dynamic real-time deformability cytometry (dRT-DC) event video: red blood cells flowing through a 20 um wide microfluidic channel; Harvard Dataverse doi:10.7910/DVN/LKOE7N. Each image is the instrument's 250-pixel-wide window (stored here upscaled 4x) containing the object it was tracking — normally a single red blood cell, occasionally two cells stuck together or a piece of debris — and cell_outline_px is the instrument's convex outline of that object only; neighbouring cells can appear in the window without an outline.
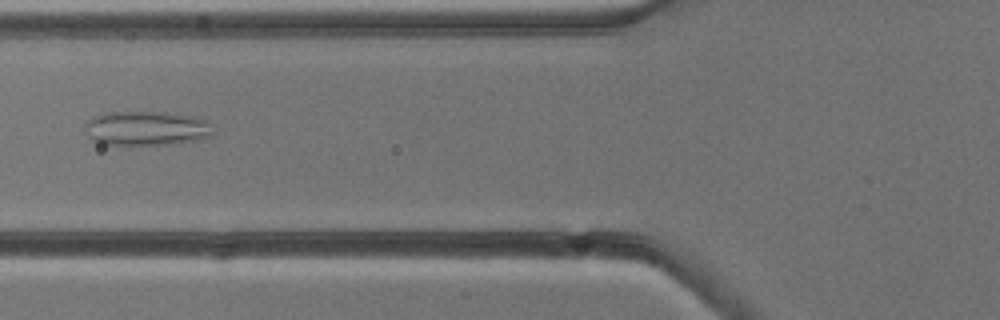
{"species": "common noctule bat (a hibernating species)", "species_latin": "Nyctalus noctula", "temperature_condition": "cold", "stored_images_in_passage": 6, "camera_frame_rate_fps": 3000, "um_per_image_px": 0.085, "animal": {"sex": "male", "body_mass_g": 13.3}, "frame": {"image": 1, "passage_image": 6, "time_ms": 6.667, "image_size_px": [1000, 320], "cell_outline_px": [[212, 136], [200, 140], [172, 144], [100, 144], [92, 140], [88, 136], [84, 124], [92, 116], [104, 112], [164, 112], [188, 116], [208, 120], [212, 132]], "centroid_in_image_um": [12.42, 10.91], "position_along_channel_um": 113.4, "area_um2": 25.72}}